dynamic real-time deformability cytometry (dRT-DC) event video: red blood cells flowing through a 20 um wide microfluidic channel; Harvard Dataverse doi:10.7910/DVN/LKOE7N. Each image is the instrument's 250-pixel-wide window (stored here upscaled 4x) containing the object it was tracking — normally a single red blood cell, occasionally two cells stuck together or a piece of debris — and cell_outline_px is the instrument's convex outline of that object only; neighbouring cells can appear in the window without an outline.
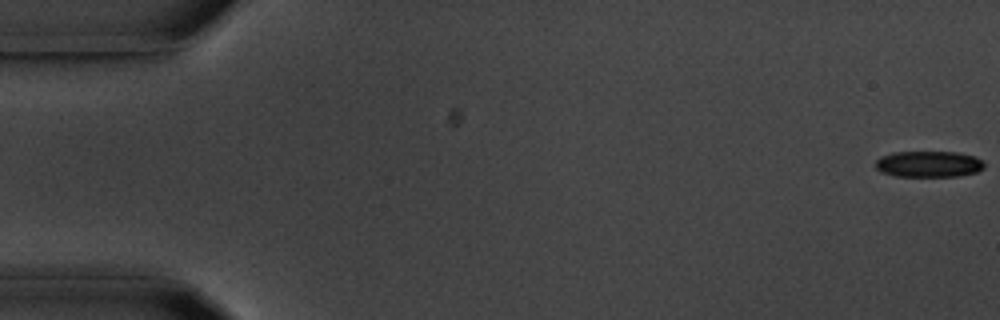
{"species": "common noctule bat (a hibernating species)", "species_latin": "Nyctalus noctula", "temperature_condition": "room temperature", "stored_images_in_passage": 55, "camera_frame_rate_fps": 3000, "um_per_image_px": 0.085, "animal": {"sex": "male", "body_mass_g": 20.1, "forearm_length_mm": 53.5}, "frame": {"image": 1, "passage_image": 1, "time_ms": 0.0, "image_size_px": [1000, 320], "cell_outline_px": [[984, 168], [976, 172], [960, 176], [896, 176], [880, 172], [876, 168], [876, 160], [880, 156], [892, 152], [960, 152], [976, 156], [984, 160]], "centroid_in_image_um": [78.96, 13.94], "position_along_channel_um": 6.0, "area_um2": 16.82}}
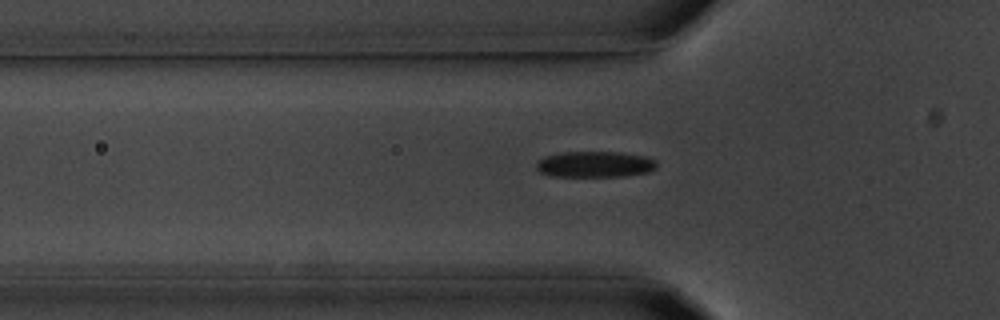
{"frame": {"image": 2, "passage_image": 18, "time_ms": 5.667, "image_size_px": [1000, 320], "cell_outline_px": [[656, 168], [648, 172], [624, 176], [552, 176], [540, 172], [536, 168], [536, 160], [544, 156], [560, 152], [620, 152], [644, 156], [656, 160]], "centroid_in_image_um": [50.53, 13.96], "position_along_channel_um": 75.3, "area_um2": 18.32}}
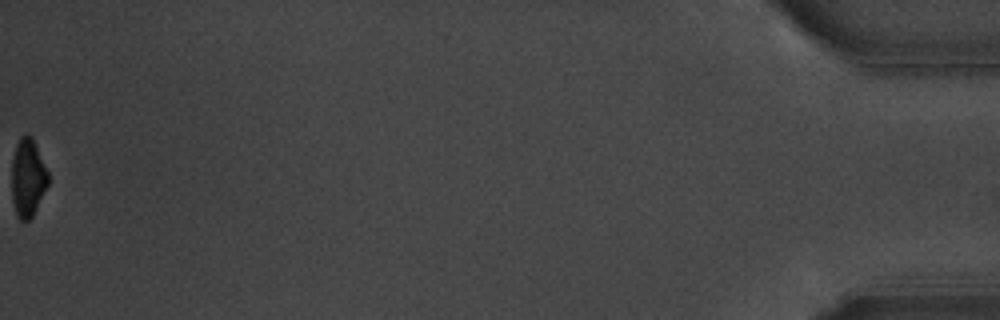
{"frame": {"image": 3, "passage_image": 55, "time_ms": 18.0, "image_size_px": [1000, 320], "cell_outline_px": [[48, 184], [32, 216], [28, 220], [20, 220], [16, 216], [12, 200], [12, 156], [16, 144], [20, 136], [24, 132], [28, 132], [32, 136], [48, 172]], "centroid_in_image_um": [2.34, 15.05], "position_along_channel_um": 432.9, "area_um2": 16.7}, "authors_computed_cell_mechanics": {"area_um2": 18.3804, "velocity_mm_per_s": 3.7207, "shape_relaxation_time_tau1_ms": 2.9654, "shape_relaxation_time_tau2_ms": null, "deformation_change_tau1": 0.1142, "deformation_change_tau2": null}}